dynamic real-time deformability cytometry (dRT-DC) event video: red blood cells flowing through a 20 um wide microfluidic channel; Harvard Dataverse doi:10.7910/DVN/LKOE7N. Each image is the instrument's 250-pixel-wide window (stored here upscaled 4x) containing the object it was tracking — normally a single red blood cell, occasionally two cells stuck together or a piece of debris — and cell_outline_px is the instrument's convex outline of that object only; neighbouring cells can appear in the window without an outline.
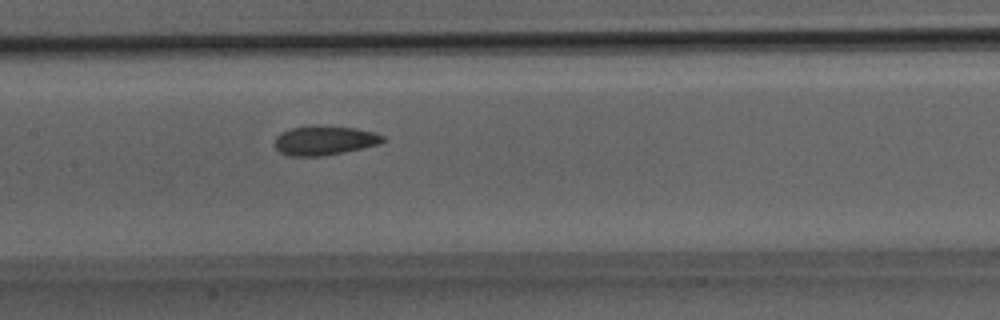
{"species": "Egyptian fruit bat (a non-hibernating species)", "species_latin": "Rousettus aegyptiacus", "temperature_condition": "room temperature", "stored_images_in_passage": 17, "camera_frame_rate_fps": 3000, "um_per_image_px": 0.085, "animal": {"sex": "male"}, "frame": {"image": 1, "passage_image": 6, "time_ms": 1.667, "image_size_px": [1000, 320], "cell_outline_px": [[388, 140], [376, 144], [344, 152], [324, 156], [288, 156], [280, 152], [272, 144], [276, 136], [280, 132], [292, 128], [312, 124], [356, 128], [372, 132], [384, 136]], "centroid_in_image_um": [27.51, 11.92], "position_along_channel_um": 179.9, "area_um2": 18.73}}
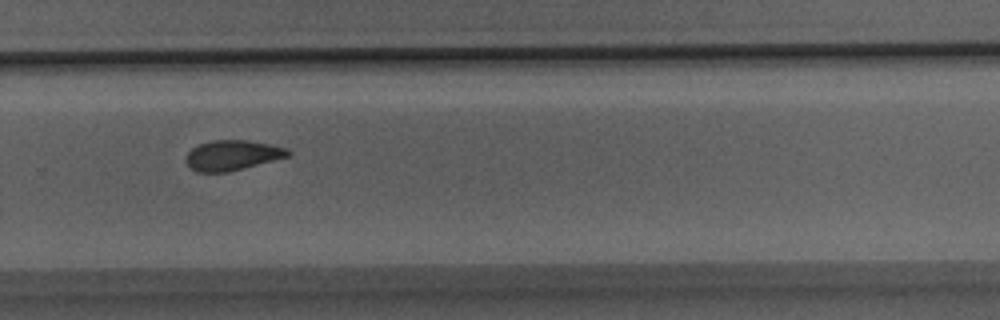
{"frame": {"image": 2, "passage_image": 12, "time_ms": 3.667, "image_size_px": [1000, 320], "cell_outline_px": [[292, 152], [288, 156], [228, 172], [196, 172], [184, 160], [184, 156], [192, 148], [200, 144], [212, 140], [248, 140], [288, 148]], "centroid_in_image_um": [19.72, 13.19], "position_along_channel_um": 310.1, "area_um2": 17.8}}
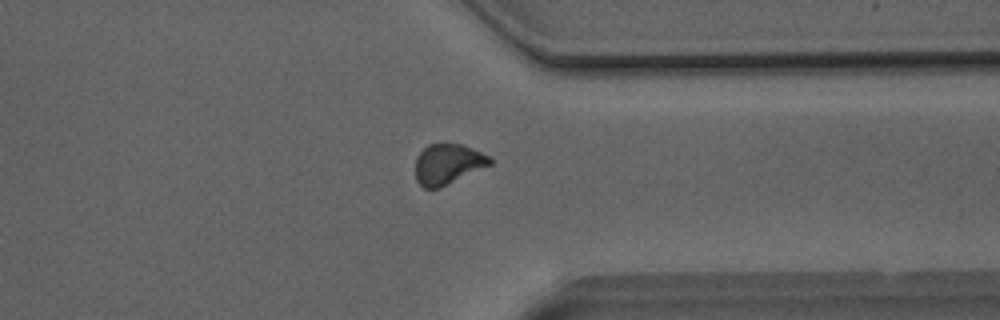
{"frame": {"image": 3, "passage_image": 15, "time_ms": 4.667, "image_size_px": [1000, 320], "cell_outline_px": [[492, 164], [440, 188], [424, 188], [416, 180], [416, 156], [428, 144], [464, 144], [488, 156], [492, 160]], "centroid_in_image_um": [38.06, 13.95], "position_along_channel_um": 373.3, "area_um2": 17.46}}